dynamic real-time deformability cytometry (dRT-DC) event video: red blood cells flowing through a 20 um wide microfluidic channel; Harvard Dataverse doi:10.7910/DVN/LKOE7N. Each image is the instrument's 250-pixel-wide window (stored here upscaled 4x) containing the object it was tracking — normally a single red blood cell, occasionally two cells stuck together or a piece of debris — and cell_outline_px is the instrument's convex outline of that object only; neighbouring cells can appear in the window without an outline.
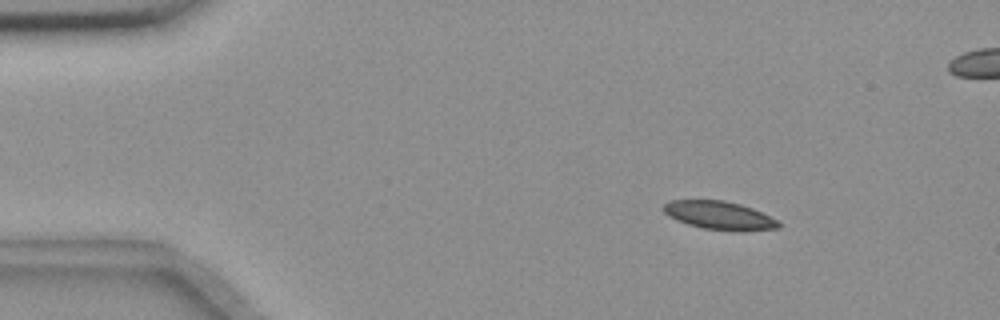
{"species": "common noctule bat (a hibernating species)", "species_latin": "Nyctalus noctula", "temperature_condition": "room temperature", "stored_images_in_passage": 57, "segment_of_instrument_passage": [1, 2], "camera_frame_rate_fps": 3000, "um_per_image_px": 0.085, "animal": {"sex": "female", "body_mass_g": 18.4}, "frame": {"image": 1, "passage_image": 8, "time_ms": 2.333, "image_size_px": [1000, 320], "cell_outline_px": [[780, 228], [740, 232], [736, 232], [704, 228], [688, 224], [676, 220], [668, 216], [664, 212], [664, 204], [672, 200], [724, 200], [740, 204], [752, 208], [776, 220], [780, 224]], "centroid_in_image_um": [61.15, 18.32], "position_along_channel_um": 23.9, "area_um2": 18.96}}
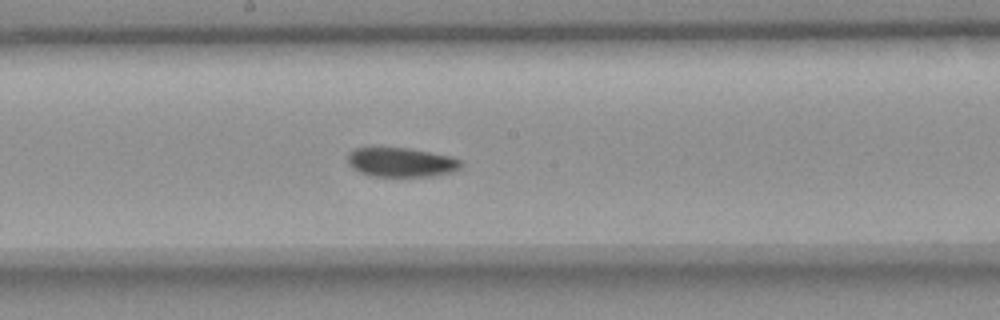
{"frame": {"image": 2, "passage_image": 30, "time_ms": 9.667, "image_size_px": [1000, 320], "cell_outline_px": [[464, 164], [460, 168], [452, 172], [432, 176], [368, 176], [352, 168], [348, 164], [348, 152], [352, 148], [376, 144], [408, 148], [452, 156], [460, 160]], "centroid_in_image_um": [34.02, 13.74], "position_along_channel_um": 214.2, "area_um2": 20.29}}
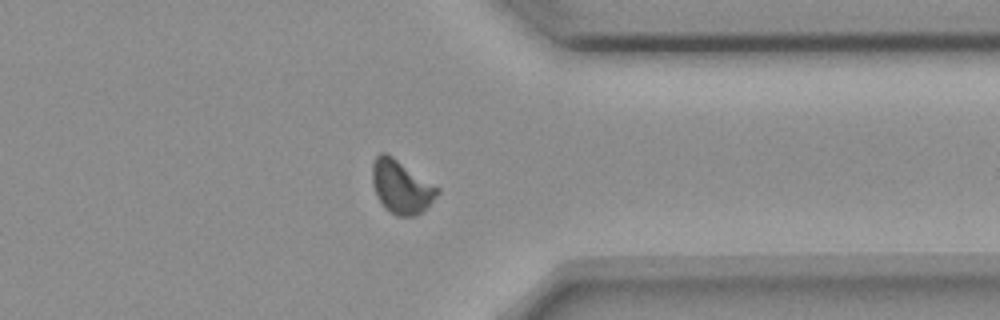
{"frame": {"image": 3, "passage_image": 44, "time_ms": 14.333, "image_size_px": [1000, 320], "cell_outline_px": [[440, 192], [416, 216], [396, 216], [376, 196], [372, 184], [372, 164], [376, 156], [380, 152], [384, 152], [392, 156], [440, 188]], "centroid_in_image_um": [34.09, 15.85], "position_along_channel_um": 377.3, "area_um2": 19.83}}